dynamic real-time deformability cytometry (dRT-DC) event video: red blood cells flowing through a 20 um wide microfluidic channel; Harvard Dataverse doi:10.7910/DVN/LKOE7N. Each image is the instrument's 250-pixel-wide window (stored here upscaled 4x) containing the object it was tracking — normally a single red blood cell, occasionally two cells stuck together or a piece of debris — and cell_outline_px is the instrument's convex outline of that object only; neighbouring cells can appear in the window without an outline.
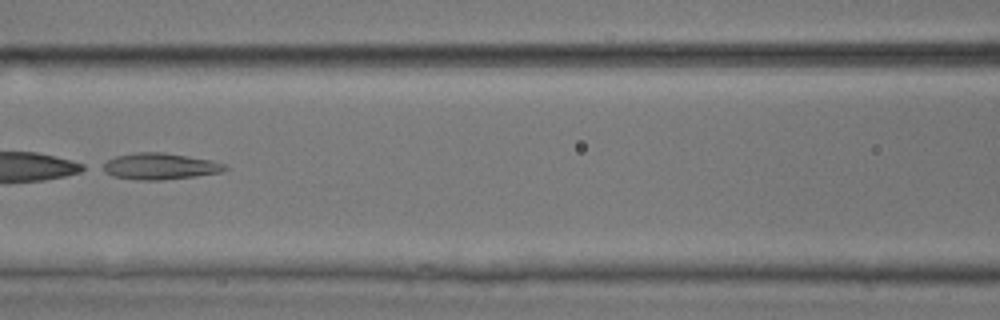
{"species": "common noctule bat (a hibernating species)", "species_latin": "Nyctalus noctula", "temperature_condition": "room temperature", "stored_images_in_passage": 7, "camera_frame_rate_fps": 3000, "um_per_image_px": 0.085, "animal": {"sex": "male", "body_mass_g": 17.9, "forearm_length_mm": 54.2}, "frame": {"image": 1, "passage_image": 6, "time_ms": 1.667, "image_size_px": [1000, 320], "cell_outline_px": [[228, 168], [224, 172], [196, 176], [164, 180], [140, 180], [112, 176], [96, 168], [100, 164], [116, 156], [136, 152], [164, 152], [208, 160], [224, 164]], "centroid_in_image_um": [13.51, 14.14], "position_along_channel_um": 153.1, "area_um2": 18.96}}
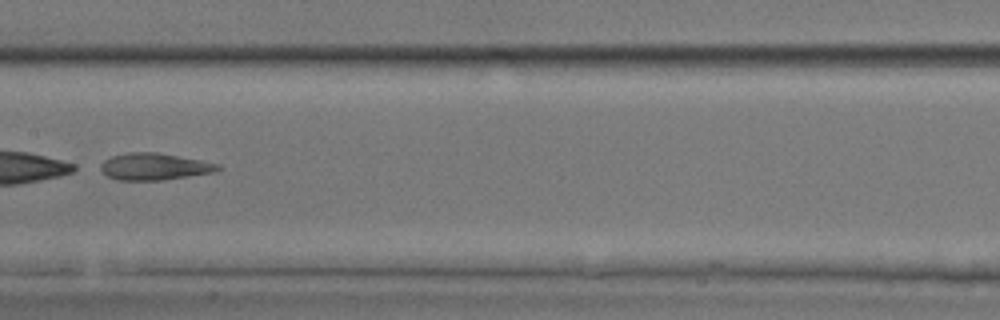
{"frame": {"image": 2, "passage_image": 7, "time_ms": 2.0, "image_size_px": [1000, 320], "cell_outline_px": [[220, 168], [212, 172], [164, 180], [116, 180], [108, 176], [100, 168], [100, 164], [104, 160], [112, 156], [128, 152], [156, 152], [200, 160], [220, 164]], "centroid_in_image_um": [13.08, 14.16], "position_along_channel_um": 194.3, "area_um2": 18.15}}